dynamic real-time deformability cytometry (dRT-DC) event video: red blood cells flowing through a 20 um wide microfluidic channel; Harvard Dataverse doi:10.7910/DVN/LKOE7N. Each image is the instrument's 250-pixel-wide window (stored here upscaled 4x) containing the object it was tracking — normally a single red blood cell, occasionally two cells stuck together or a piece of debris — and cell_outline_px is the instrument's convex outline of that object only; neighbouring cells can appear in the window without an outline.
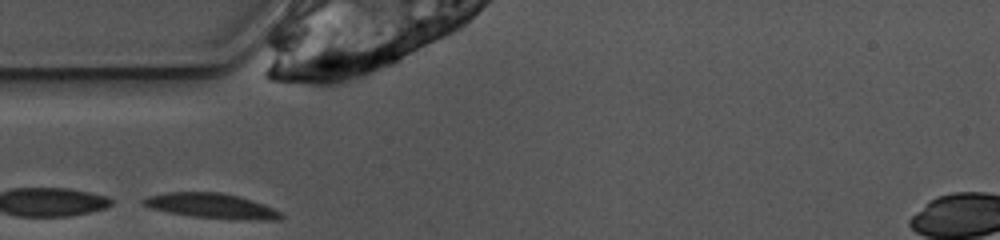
{"species": "common noctule bat (a hibernating species)", "species_latin": "Nyctalus noctula", "temperature_condition": "warm", "stored_images_in_passage": 23, "camera_frame_rate_fps": 3000, "um_per_image_px": 0.085, "animal": {"sex": "female", "body_mass_g": 10.0, "forearm_length_mm": 53.1}, "frame": {"image": 1, "passage_image": 1, "time_ms": 0.0, "image_size_px": [1000, 240], "cell_outline_px": [[284, 216], [280, 220], [248, 220], [192, 216], [168, 212], [148, 208], [140, 204], [140, 200], [144, 196], [168, 192], [220, 192], [240, 196], [264, 204], [280, 212]], "centroid_in_image_um": [17.93, 17.49], "position_along_channel_um": 67.1, "area_um2": 20.29}}
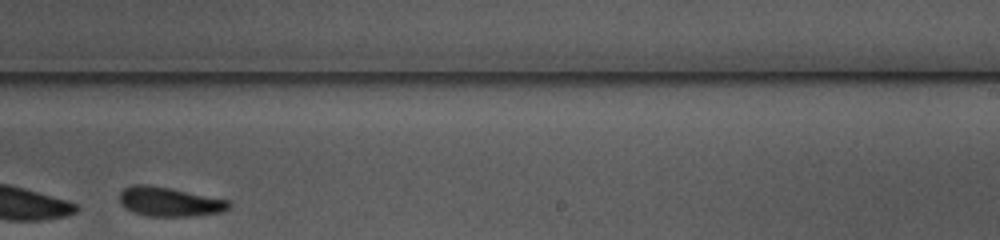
{"frame": {"image": 2, "passage_image": 17, "time_ms": 5.333, "image_size_px": [1000, 240], "cell_outline_px": [[232, 204], [228, 208], [220, 212], [192, 216], [144, 216], [132, 212], [124, 208], [120, 204], [120, 192], [124, 188], [132, 184], [148, 184], [228, 200]], "centroid_in_image_um": [14.33, 17.15], "position_along_channel_um": 274.7, "area_um2": 18.61}}
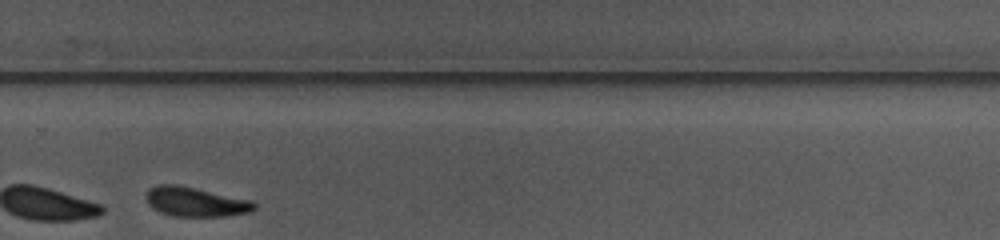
{"frame": {"image": 3, "passage_image": 20, "time_ms": 6.333, "image_size_px": [1000, 240], "cell_outline_px": [[256, 208], [248, 212], [224, 216], [172, 216], [160, 212], [152, 208], [148, 204], [144, 196], [148, 188], [156, 184], [176, 184], [256, 200]], "centroid_in_image_um": [16.6, 17.14], "position_along_channel_um": 313.2, "area_um2": 18.96}}